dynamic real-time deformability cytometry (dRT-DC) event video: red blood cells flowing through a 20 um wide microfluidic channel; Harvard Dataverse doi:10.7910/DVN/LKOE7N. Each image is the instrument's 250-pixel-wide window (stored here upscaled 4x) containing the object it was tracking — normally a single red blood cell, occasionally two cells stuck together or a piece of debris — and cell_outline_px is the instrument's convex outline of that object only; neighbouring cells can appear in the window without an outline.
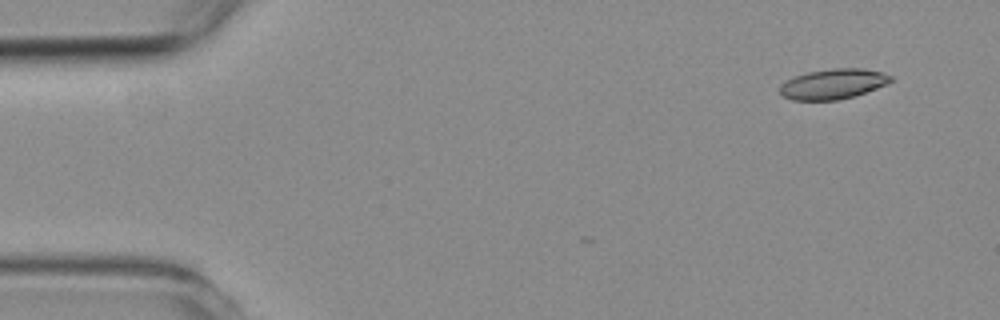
{"species": "common noctule bat (a hibernating species)", "species_latin": "Nyctalus noctula", "temperature_condition": "room temperature", "stored_images_in_passage": 5, "camera_frame_rate_fps": 3000, "um_per_image_px": 0.085, "animal": {"sex": "female", "body_mass_g": 19.3, "forearm_length_mm": 54.1}, "frame": {"image": 1, "passage_image": 5, "time_ms": 5.667, "image_size_px": [1000, 320], "cell_outline_px": [[892, 80], [876, 88], [852, 96], [836, 100], [792, 100], [784, 96], [780, 92], [780, 84], [796, 76], [808, 72], [832, 68], [864, 68], [880, 72], [892, 76]], "centroid_in_image_um": [70.79, 7.13], "position_along_channel_um": 14.2, "area_um2": 19.13}}